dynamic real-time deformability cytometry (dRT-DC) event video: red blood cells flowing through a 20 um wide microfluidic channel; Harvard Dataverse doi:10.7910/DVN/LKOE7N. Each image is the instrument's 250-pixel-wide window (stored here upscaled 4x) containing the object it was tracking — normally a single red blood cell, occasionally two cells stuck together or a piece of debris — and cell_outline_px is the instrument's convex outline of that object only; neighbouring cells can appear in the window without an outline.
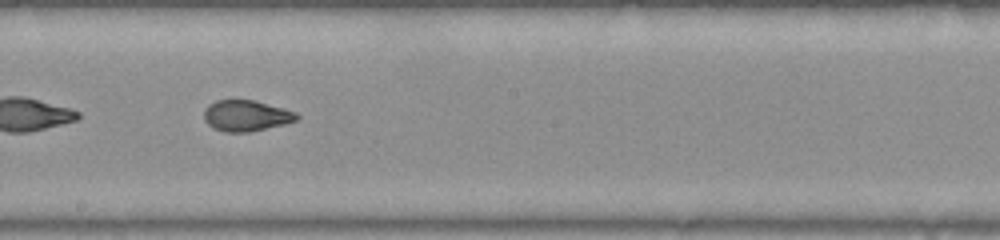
{"species": "common noctule bat (a hibernating species)", "species_latin": "Nyctalus noctula", "temperature_condition": "warm", "stored_images_in_passage": 36, "camera_frame_rate_fps": 3000, "um_per_image_px": 0.085, "animal": {"sex": "female", "body_mass_g": 22.0, "forearm_length_mm": 56.7}, "frame": {"image": 1, "passage_image": 16, "time_ms": 5.0, "image_size_px": [1000, 240], "cell_outline_px": [[300, 116], [296, 120], [284, 124], [248, 132], [224, 132], [212, 128], [204, 120], [204, 108], [208, 104], [216, 100], [256, 100], [296, 112]], "centroid_in_image_um": [20.89, 9.83], "position_along_channel_um": 227.3, "area_um2": 16.82}}
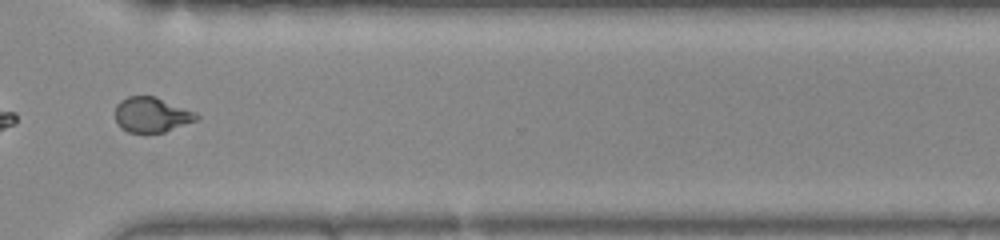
{"frame": {"image": 2, "passage_image": 26, "time_ms": 8.333, "image_size_px": [1000, 240], "cell_outline_px": [[200, 116], [196, 120], [164, 132], [128, 132], [120, 128], [116, 120], [116, 104], [120, 100], [128, 96], [156, 96], [196, 112]], "centroid_in_image_um": [12.88, 9.74], "position_along_channel_um": 357.7, "area_um2": 16.59}, "authors_computed_cell_mechanics": {"area_um2": 16.9354, "velocity_mm_per_s": 3.9097, "shape_relaxation_time_tau1_ms": null, "shape_relaxation_time_tau2_ms": 0.9924, "deformation_change_tau1": null, "deformation_change_tau2": 0.0677}}